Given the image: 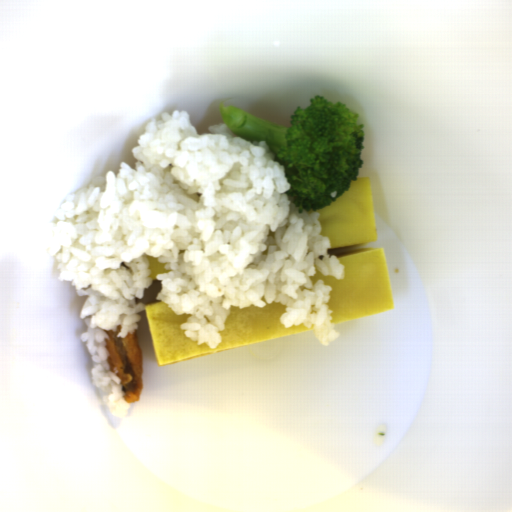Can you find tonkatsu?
I'll list each match as a JSON object with an SVG mask.
<instances>
[{
	"label": "tonkatsu",
	"mask_w": 512,
	"mask_h": 512,
	"mask_svg": "<svg viewBox=\"0 0 512 512\" xmlns=\"http://www.w3.org/2000/svg\"><path fill=\"white\" fill-rule=\"evenodd\" d=\"M107 332L105 351L109 352V367L121 379L127 403H135L143 392V362L136 332L125 336H117V329Z\"/></svg>",
	"instance_id": "tonkatsu-1"
}]
</instances>
